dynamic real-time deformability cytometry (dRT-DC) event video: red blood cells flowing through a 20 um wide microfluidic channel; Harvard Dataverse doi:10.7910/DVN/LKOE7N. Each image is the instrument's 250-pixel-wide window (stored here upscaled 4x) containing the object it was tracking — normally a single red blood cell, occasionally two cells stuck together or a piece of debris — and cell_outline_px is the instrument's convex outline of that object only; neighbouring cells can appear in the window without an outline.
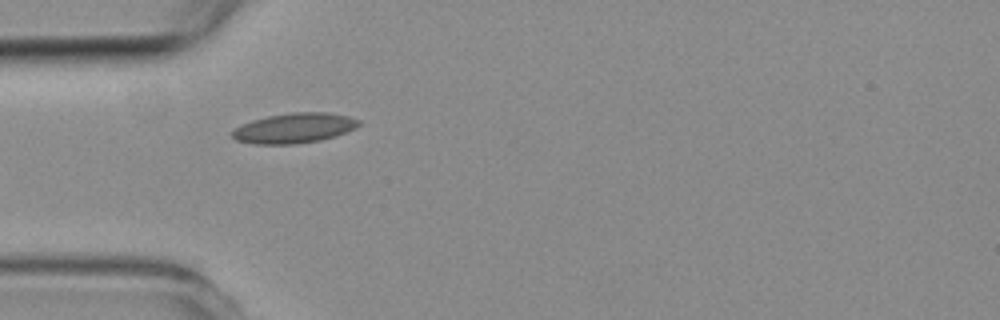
{"species": "common noctule bat (a hibernating species)", "species_latin": "Nyctalus noctula", "temperature_condition": "room temperature", "stored_images_in_passage": 5, "camera_frame_rate_fps": 3000, "um_per_image_px": 0.085, "animal": {"sex": "female", "body_mass_g": 19.3, "forearm_length_mm": 54.1}, "frame": {"image": 1, "passage_image": 5, "time_ms": 4.667, "image_size_px": [1000, 320], "cell_outline_px": [[360, 124], [356, 128], [336, 136], [320, 140], [296, 144], [252, 144], [236, 140], [232, 136], [232, 132], [236, 128], [252, 120], [268, 116], [292, 112], [328, 112], [348, 116], [360, 120]], "centroid_in_image_um": [25.04, 10.89], "position_along_channel_um": 60.0, "area_um2": 22.14}}